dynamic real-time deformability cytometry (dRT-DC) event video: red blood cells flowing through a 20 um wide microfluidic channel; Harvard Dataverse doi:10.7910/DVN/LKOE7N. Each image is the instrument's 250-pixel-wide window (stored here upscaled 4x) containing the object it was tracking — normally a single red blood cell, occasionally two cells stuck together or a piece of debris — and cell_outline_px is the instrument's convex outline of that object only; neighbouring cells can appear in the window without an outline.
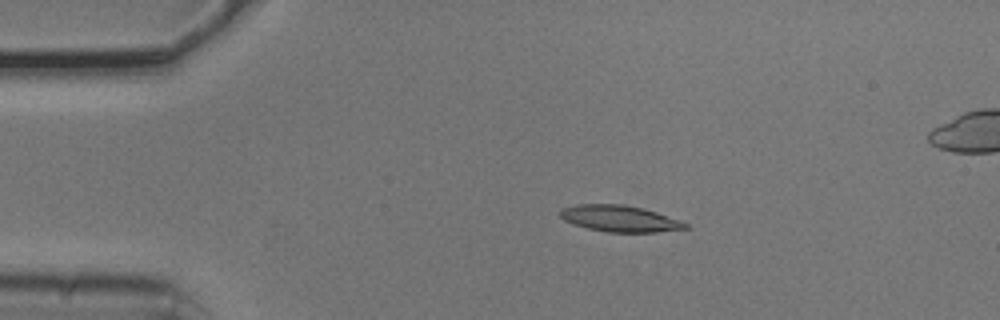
{"species": "common noctule bat (a hibernating species)", "species_latin": "Nyctalus noctula", "temperature_condition": "cold", "stored_images_in_passage": 5, "camera_frame_rate_fps": 3000, "um_per_image_px": 0.085, "animal": {"sex": "male", "body_mass_g": 20.5, "forearm_length_mm": 52.5}, "frame": {"image": 1, "passage_image": 2, "time_ms": 0.333, "image_size_px": [1000, 320], "cell_outline_px": [[692, 228], [656, 232], [608, 232], [588, 228], [572, 224], [564, 220], [560, 216], [560, 208], [576, 204], [624, 204], [656, 212], [680, 220], [688, 224]], "centroid_in_image_um": [52.67, 18.58], "position_along_channel_um": 32.3, "area_um2": 19.31}}
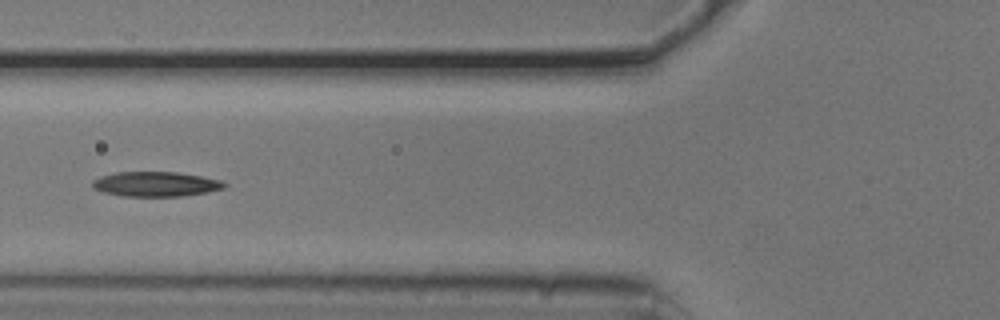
{"frame": {"image": 2, "passage_image": 5, "time_ms": 1.333, "image_size_px": [1000, 320], "cell_outline_px": [[228, 184], [224, 188], [208, 192], [180, 196], [124, 196], [104, 192], [92, 188], [92, 180], [100, 176], [116, 172], [176, 172], [200, 176], [220, 180]], "centroid_in_image_um": [13.22, 15.64], "position_along_channel_um": 112.6, "area_um2": 19.02}}